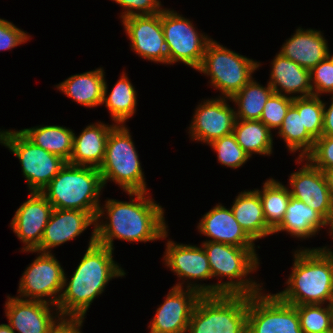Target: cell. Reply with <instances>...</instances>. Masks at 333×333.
Segmentation results:
<instances>
[{
  "mask_svg": "<svg viewBox=\"0 0 333 333\" xmlns=\"http://www.w3.org/2000/svg\"><path fill=\"white\" fill-rule=\"evenodd\" d=\"M147 193L127 192L130 202L108 199L104 207L99 206L95 225L96 243L114 250V239L131 243L166 239L168 226L165 211ZM104 214L107 215L106 223L103 220L100 222Z\"/></svg>",
  "mask_w": 333,
  "mask_h": 333,
  "instance_id": "1",
  "label": "cell"
},
{
  "mask_svg": "<svg viewBox=\"0 0 333 333\" xmlns=\"http://www.w3.org/2000/svg\"><path fill=\"white\" fill-rule=\"evenodd\" d=\"M112 254L113 250L96 243L94 227L88 248L71 280L68 281L64 274L62 293L54 309L58 310L61 317H84L93 300L104 292L109 281L126 275L113 260Z\"/></svg>",
  "mask_w": 333,
  "mask_h": 333,
  "instance_id": "2",
  "label": "cell"
},
{
  "mask_svg": "<svg viewBox=\"0 0 333 333\" xmlns=\"http://www.w3.org/2000/svg\"><path fill=\"white\" fill-rule=\"evenodd\" d=\"M204 242V243H203ZM213 277H228L229 281L203 285L190 282L186 286L201 295H253L262 291L263 286L247 275L258 269L259 257L255 247H236L220 242L203 241ZM247 278V279H245ZM193 283V284H191Z\"/></svg>",
  "mask_w": 333,
  "mask_h": 333,
  "instance_id": "3",
  "label": "cell"
},
{
  "mask_svg": "<svg viewBox=\"0 0 333 333\" xmlns=\"http://www.w3.org/2000/svg\"><path fill=\"white\" fill-rule=\"evenodd\" d=\"M304 248L294 253L292 272L285 290L276 295L293 306L325 304L333 298V251Z\"/></svg>",
  "mask_w": 333,
  "mask_h": 333,
  "instance_id": "4",
  "label": "cell"
},
{
  "mask_svg": "<svg viewBox=\"0 0 333 333\" xmlns=\"http://www.w3.org/2000/svg\"><path fill=\"white\" fill-rule=\"evenodd\" d=\"M103 187L97 168L66 163L40 193L55 209L81 210L96 219Z\"/></svg>",
  "mask_w": 333,
  "mask_h": 333,
  "instance_id": "5",
  "label": "cell"
},
{
  "mask_svg": "<svg viewBox=\"0 0 333 333\" xmlns=\"http://www.w3.org/2000/svg\"><path fill=\"white\" fill-rule=\"evenodd\" d=\"M125 124L115 125L108 136L100 171L103 185L108 180L125 192H148L135 144Z\"/></svg>",
  "mask_w": 333,
  "mask_h": 333,
  "instance_id": "6",
  "label": "cell"
},
{
  "mask_svg": "<svg viewBox=\"0 0 333 333\" xmlns=\"http://www.w3.org/2000/svg\"><path fill=\"white\" fill-rule=\"evenodd\" d=\"M248 295H202L187 333H247Z\"/></svg>",
  "mask_w": 333,
  "mask_h": 333,
  "instance_id": "7",
  "label": "cell"
},
{
  "mask_svg": "<svg viewBox=\"0 0 333 333\" xmlns=\"http://www.w3.org/2000/svg\"><path fill=\"white\" fill-rule=\"evenodd\" d=\"M260 63L227 49L211 40L205 49L198 72L210 76L211 86L218 89L227 101L253 77Z\"/></svg>",
  "mask_w": 333,
  "mask_h": 333,
  "instance_id": "8",
  "label": "cell"
},
{
  "mask_svg": "<svg viewBox=\"0 0 333 333\" xmlns=\"http://www.w3.org/2000/svg\"><path fill=\"white\" fill-rule=\"evenodd\" d=\"M0 144L19 159L30 192H40L67 163L35 145L20 130L0 131Z\"/></svg>",
  "mask_w": 333,
  "mask_h": 333,
  "instance_id": "9",
  "label": "cell"
},
{
  "mask_svg": "<svg viewBox=\"0 0 333 333\" xmlns=\"http://www.w3.org/2000/svg\"><path fill=\"white\" fill-rule=\"evenodd\" d=\"M189 19L174 10H162V29L167 46L168 64L182 62L198 69L207 44L212 40L199 33Z\"/></svg>",
  "mask_w": 333,
  "mask_h": 333,
  "instance_id": "10",
  "label": "cell"
},
{
  "mask_svg": "<svg viewBox=\"0 0 333 333\" xmlns=\"http://www.w3.org/2000/svg\"><path fill=\"white\" fill-rule=\"evenodd\" d=\"M247 333H303L297 309L276 294L248 296Z\"/></svg>",
  "mask_w": 333,
  "mask_h": 333,
  "instance_id": "11",
  "label": "cell"
},
{
  "mask_svg": "<svg viewBox=\"0 0 333 333\" xmlns=\"http://www.w3.org/2000/svg\"><path fill=\"white\" fill-rule=\"evenodd\" d=\"M37 254L39 256L29 264L20 278L17 297L47 302L56 307L62 293L64 269L52 253Z\"/></svg>",
  "mask_w": 333,
  "mask_h": 333,
  "instance_id": "12",
  "label": "cell"
},
{
  "mask_svg": "<svg viewBox=\"0 0 333 333\" xmlns=\"http://www.w3.org/2000/svg\"><path fill=\"white\" fill-rule=\"evenodd\" d=\"M184 282L175 284L167 294L150 322L149 333H186L190 318L201 294L191 288L184 289Z\"/></svg>",
  "mask_w": 333,
  "mask_h": 333,
  "instance_id": "13",
  "label": "cell"
},
{
  "mask_svg": "<svg viewBox=\"0 0 333 333\" xmlns=\"http://www.w3.org/2000/svg\"><path fill=\"white\" fill-rule=\"evenodd\" d=\"M122 25L131 41V49L142 58L168 64L167 46L162 29V12L127 17Z\"/></svg>",
  "mask_w": 333,
  "mask_h": 333,
  "instance_id": "14",
  "label": "cell"
},
{
  "mask_svg": "<svg viewBox=\"0 0 333 333\" xmlns=\"http://www.w3.org/2000/svg\"><path fill=\"white\" fill-rule=\"evenodd\" d=\"M226 97L204 100L196 108L189 134L191 139L210 144L216 139L233 133L236 120L235 109L229 106Z\"/></svg>",
  "mask_w": 333,
  "mask_h": 333,
  "instance_id": "15",
  "label": "cell"
},
{
  "mask_svg": "<svg viewBox=\"0 0 333 333\" xmlns=\"http://www.w3.org/2000/svg\"><path fill=\"white\" fill-rule=\"evenodd\" d=\"M301 159V160H300ZM305 163L298 171L291 173L289 184L291 196L306 203L319 212L327 221L333 210V197L323 172L306 158H297L296 163Z\"/></svg>",
  "mask_w": 333,
  "mask_h": 333,
  "instance_id": "16",
  "label": "cell"
},
{
  "mask_svg": "<svg viewBox=\"0 0 333 333\" xmlns=\"http://www.w3.org/2000/svg\"><path fill=\"white\" fill-rule=\"evenodd\" d=\"M52 210L51 203L40 192L29 193V199L16 210L10 226L25 244L22 251L35 250L40 245Z\"/></svg>",
  "mask_w": 333,
  "mask_h": 333,
  "instance_id": "17",
  "label": "cell"
},
{
  "mask_svg": "<svg viewBox=\"0 0 333 333\" xmlns=\"http://www.w3.org/2000/svg\"><path fill=\"white\" fill-rule=\"evenodd\" d=\"M7 297L5 315L9 321L8 325L15 333L16 331L18 333H48L57 322L56 317H61L58 310L53 316L50 306L54 307V305L50 303L14 296Z\"/></svg>",
  "mask_w": 333,
  "mask_h": 333,
  "instance_id": "18",
  "label": "cell"
},
{
  "mask_svg": "<svg viewBox=\"0 0 333 333\" xmlns=\"http://www.w3.org/2000/svg\"><path fill=\"white\" fill-rule=\"evenodd\" d=\"M90 225L95 227L96 219L89 212L53 208L40 245L35 250L23 252L50 253V249L75 239Z\"/></svg>",
  "mask_w": 333,
  "mask_h": 333,
  "instance_id": "19",
  "label": "cell"
},
{
  "mask_svg": "<svg viewBox=\"0 0 333 333\" xmlns=\"http://www.w3.org/2000/svg\"><path fill=\"white\" fill-rule=\"evenodd\" d=\"M199 232L213 242L236 247H255L254 241L246 234L236 221L232 209L217 204L208 211L197 226Z\"/></svg>",
  "mask_w": 333,
  "mask_h": 333,
  "instance_id": "20",
  "label": "cell"
},
{
  "mask_svg": "<svg viewBox=\"0 0 333 333\" xmlns=\"http://www.w3.org/2000/svg\"><path fill=\"white\" fill-rule=\"evenodd\" d=\"M164 255V264L184 282L189 279L191 281L212 278L208 258L202 246L177 244L168 240Z\"/></svg>",
  "mask_w": 333,
  "mask_h": 333,
  "instance_id": "21",
  "label": "cell"
},
{
  "mask_svg": "<svg viewBox=\"0 0 333 333\" xmlns=\"http://www.w3.org/2000/svg\"><path fill=\"white\" fill-rule=\"evenodd\" d=\"M323 33L299 27L282 45L280 54L311 71L329 55V47Z\"/></svg>",
  "mask_w": 333,
  "mask_h": 333,
  "instance_id": "22",
  "label": "cell"
},
{
  "mask_svg": "<svg viewBox=\"0 0 333 333\" xmlns=\"http://www.w3.org/2000/svg\"><path fill=\"white\" fill-rule=\"evenodd\" d=\"M115 125L99 122L86 126L79 136L74 133L73 151L67 163L99 169L105 157L109 133Z\"/></svg>",
  "mask_w": 333,
  "mask_h": 333,
  "instance_id": "23",
  "label": "cell"
},
{
  "mask_svg": "<svg viewBox=\"0 0 333 333\" xmlns=\"http://www.w3.org/2000/svg\"><path fill=\"white\" fill-rule=\"evenodd\" d=\"M271 64L272 69L268 84L274 93L284 96L286 94L287 96L300 94L294 96V98L313 95L309 70L282 56L280 53L276 54Z\"/></svg>",
  "mask_w": 333,
  "mask_h": 333,
  "instance_id": "24",
  "label": "cell"
},
{
  "mask_svg": "<svg viewBox=\"0 0 333 333\" xmlns=\"http://www.w3.org/2000/svg\"><path fill=\"white\" fill-rule=\"evenodd\" d=\"M231 209L236 221L253 241L273 234L266 224L262 202L256 189L241 191Z\"/></svg>",
  "mask_w": 333,
  "mask_h": 333,
  "instance_id": "25",
  "label": "cell"
},
{
  "mask_svg": "<svg viewBox=\"0 0 333 333\" xmlns=\"http://www.w3.org/2000/svg\"><path fill=\"white\" fill-rule=\"evenodd\" d=\"M326 226L328 221L319 212L291 196L284 219L273 234L286 231L293 237L305 239L315 236Z\"/></svg>",
  "mask_w": 333,
  "mask_h": 333,
  "instance_id": "26",
  "label": "cell"
},
{
  "mask_svg": "<svg viewBox=\"0 0 333 333\" xmlns=\"http://www.w3.org/2000/svg\"><path fill=\"white\" fill-rule=\"evenodd\" d=\"M104 73L103 68H97L82 74H75L56 85V87L67 97L85 107H97L103 102Z\"/></svg>",
  "mask_w": 333,
  "mask_h": 333,
  "instance_id": "27",
  "label": "cell"
},
{
  "mask_svg": "<svg viewBox=\"0 0 333 333\" xmlns=\"http://www.w3.org/2000/svg\"><path fill=\"white\" fill-rule=\"evenodd\" d=\"M278 135L283 138L291 152L300 151L299 158H305L313 149L315 139L307 132L302 121V97L294 98Z\"/></svg>",
  "mask_w": 333,
  "mask_h": 333,
  "instance_id": "28",
  "label": "cell"
},
{
  "mask_svg": "<svg viewBox=\"0 0 333 333\" xmlns=\"http://www.w3.org/2000/svg\"><path fill=\"white\" fill-rule=\"evenodd\" d=\"M31 142L67 162L73 151L74 132L66 127L49 125L20 130Z\"/></svg>",
  "mask_w": 333,
  "mask_h": 333,
  "instance_id": "29",
  "label": "cell"
},
{
  "mask_svg": "<svg viewBox=\"0 0 333 333\" xmlns=\"http://www.w3.org/2000/svg\"><path fill=\"white\" fill-rule=\"evenodd\" d=\"M107 90L108 86L105 80L102 104H105L112 121L116 125L124 124L136 111L137 92L135 87L128 79L126 73L123 72L108 96Z\"/></svg>",
  "mask_w": 333,
  "mask_h": 333,
  "instance_id": "30",
  "label": "cell"
},
{
  "mask_svg": "<svg viewBox=\"0 0 333 333\" xmlns=\"http://www.w3.org/2000/svg\"><path fill=\"white\" fill-rule=\"evenodd\" d=\"M233 134L250 158L254 153L270 156L273 152L271 130L260 120L236 119Z\"/></svg>",
  "mask_w": 333,
  "mask_h": 333,
  "instance_id": "31",
  "label": "cell"
},
{
  "mask_svg": "<svg viewBox=\"0 0 333 333\" xmlns=\"http://www.w3.org/2000/svg\"><path fill=\"white\" fill-rule=\"evenodd\" d=\"M273 93L269 84L267 87L261 86L252 78L239 92L229 98L237 105L236 119L260 120L265 103Z\"/></svg>",
  "mask_w": 333,
  "mask_h": 333,
  "instance_id": "32",
  "label": "cell"
},
{
  "mask_svg": "<svg viewBox=\"0 0 333 333\" xmlns=\"http://www.w3.org/2000/svg\"><path fill=\"white\" fill-rule=\"evenodd\" d=\"M256 190L262 202L266 224L274 231L284 219L291 197L289 187L287 188L277 180L270 178L265 181L261 191Z\"/></svg>",
  "mask_w": 333,
  "mask_h": 333,
  "instance_id": "33",
  "label": "cell"
},
{
  "mask_svg": "<svg viewBox=\"0 0 333 333\" xmlns=\"http://www.w3.org/2000/svg\"><path fill=\"white\" fill-rule=\"evenodd\" d=\"M324 304L295 306L303 333H323L331 330L330 312Z\"/></svg>",
  "mask_w": 333,
  "mask_h": 333,
  "instance_id": "34",
  "label": "cell"
},
{
  "mask_svg": "<svg viewBox=\"0 0 333 333\" xmlns=\"http://www.w3.org/2000/svg\"><path fill=\"white\" fill-rule=\"evenodd\" d=\"M209 145L217 153L220 164L226 167L239 168L250 159V156L237 143L233 133L216 139Z\"/></svg>",
  "mask_w": 333,
  "mask_h": 333,
  "instance_id": "35",
  "label": "cell"
},
{
  "mask_svg": "<svg viewBox=\"0 0 333 333\" xmlns=\"http://www.w3.org/2000/svg\"><path fill=\"white\" fill-rule=\"evenodd\" d=\"M324 102L312 95L302 97V121L307 132L316 140L322 136Z\"/></svg>",
  "mask_w": 333,
  "mask_h": 333,
  "instance_id": "36",
  "label": "cell"
},
{
  "mask_svg": "<svg viewBox=\"0 0 333 333\" xmlns=\"http://www.w3.org/2000/svg\"><path fill=\"white\" fill-rule=\"evenodd\" d=\"M294 96H284L273 93L265 103L260 121L270 130L279 129L289 107L293 104Z\"/></svg>",
  "mask_w": 333,
  "mask_h": 333,
  "instance_id": "37",
  "label": "cell"
},
{
  "mask_svg": "<svg viewBox=\"0 0 333 333\" xmlns=\"http://www.w3.org/2000/svg\"><path fill=\"white\" fill-rule=\"evenodd\" d=\"M313 95L320 97L322 93L333 94V55L318 63L311 71Z\"/></svg>",
  "mask_w": 333,
  "mask_h": 333,
  "instance_id": "38",
  "label": "cell"
},
{
  "mask_svg": "<svg viewBox=\"0 0 333 333\" xmlns=\"http://www.w3.org/2000/svg\"><path fill=\"white\" fill-rule=\"evenodd\" d=\"M305 158L321 171L333 167V136L322 135L316 139L312 151Z\"/></svg>",
  "mask_w": 333,
  "mask_h": 333,
  "instance_id": "39",
  "label": "cell"
},
{
  "mask_svg": "<svg viewBox=\"0 0 333 333\" xmlns=\"http://www.w3.org/2000/svg\"><path fill=\"white\" fill-rule=\"evenodd\" d=\"M125 9L122 20L132 16L153 15L162 12L160 0H112ZM136 10V11H134Z\"/></svg>",
  "mask_w": 333,
  "mask_h": 333,
  "instance_id": "40",
  "label": "cell"
},
{
  "mask_svg": "<svg viewBox=\"0 0 333 333\" xmlns=\"http://www.w3.org/2000/svg\"><path fill=\"white\" fill-rule=\"evenodd\" d=\"M30 39L27 32L22 31L10 21L0 18V51L9 50Z\"/></svg>",
  "mask_w": 333,
  "mask_h": 333,
  "instance_id": "41",
  "label": "cell"
},
{
  "mask_svg": "<svg viewBox=\"0 0 333 333\" xmlns=\"http://www.w3.org/2000/svg\"><path fill=\"white\" fill-rule=\"evenodd\" d=\"M84 317H60L48 333H81Z\"/></svg>",
  "mask_w": 333,
  "mask_h": 333,
  "instance_id": "42",
  "label": "cell"
},
{
  "mask_svg": "<svg viewBox=\"0 0 333 333\" xmlns=\"http://www.w3.org/2000/svg\"><path fill=\"white\" fill-rule=\"evenodd\" d=\"M331 105L327 109V103L324 102V112H323V130L322 135L333 136V95L330 99Z\"/></svg>",
  "mask_w": 333,
  "mask_h": 333,
  "instance_id": "43",
  "label": "cell"
},
{
  "mask_svg": "<svg viewBox=\"0 0 333 333\" xmlns=\"http://www.w3.org/2000/svg\"><path fill=\"white\" fill-rule=\"evenodd\" d=\"M322 172L325 176L327 185H328L331 195L333 197V167L328 168L326 170H322Z\"/></svg>",
  "mask_w": 333,
  "mask_h": 333,
  "instance_id": "44",
  "label": "cell"
},
{
  "mask_svg": "<svg viewBox=\"0 0 333 333\" xmlns=\"http://www.w3.org/2000/svg\"><path fill=\"white\" fill-rule=\"evenodd\" d=\"M327 306L330 312L331 330L333 331V298L329 301Z\"/></svg>",
  "mask_w": 333,
  "mask_h": 333,
  "instance_id": "45",
  "label": "cell"
},
{
  "mask_svg": "<svg viewBox=\"0 0 333 333\" xmlns=\"http://www.w3.org/2000/svg\"><path fill=\"white\" fill-rule=\"evenodd\" d=\"M0 333H15L8 324H0Z\"/></svg>",
  "mask_w": 333,
  "mask_h": 333,
  "instance_id": "46",
  "label": "cell"
},
{
  "mask_svg": "<svg viewBox=\"0 0 333 333\" xmlns=\"http://www.w3.org/2000/svg\"><path fill=\"white\" fill-rule=\"evenodd\" d=\"M328 226H329V233L331 234V236H333V210H332V215L330 220L328 221Z\"/></svg>",
  "mask_w": 333,
  "mask_h": 333,
  "instance_id": "47",
  "label": "cell"
},
{
  "mask_svg": "<svg viewBox=\"0 0 333 333\" xmlns=\"http://www.w3.org/2000/svg\"><path fill=\"white\" fill-rule=\"evenodd\" d=\"M323 333H333V331L329 330V331H326V332H323Z\"/></svg>",
  "mask_w": 333,
  "mask_h": 333,
  "instance_id": "48",
  "label": "cell"
}]
</instances>
